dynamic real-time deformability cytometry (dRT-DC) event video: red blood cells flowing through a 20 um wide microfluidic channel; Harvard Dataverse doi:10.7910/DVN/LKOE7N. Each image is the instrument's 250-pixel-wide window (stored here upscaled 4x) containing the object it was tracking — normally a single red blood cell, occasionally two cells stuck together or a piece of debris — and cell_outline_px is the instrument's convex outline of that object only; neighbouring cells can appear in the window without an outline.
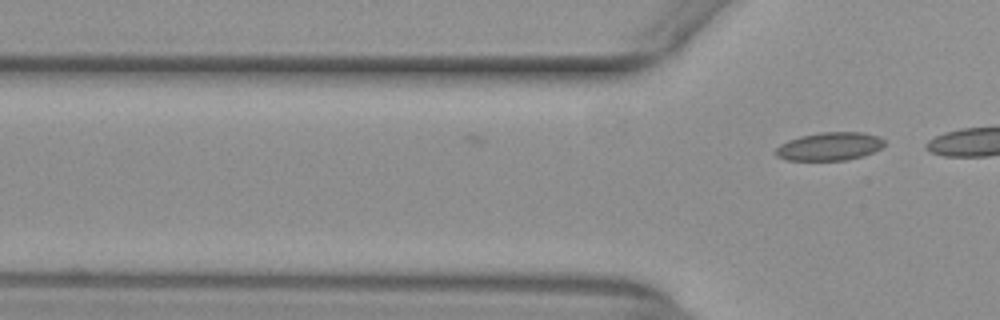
{"species": "common noctule bat (a hibernating species)", "species_latin": "Nyctalus noctula", "temperature_condition": "warm", "stored_images_in_passage": 14, "camera_frame_rate_fps": 3000, "um_per_image_px": 0.085, "animal": {"sex": "female", "body_mass_g": 29.2, "forearm_length_mm": 56.3}, "frame": {"image": 1, "passage_image": 14, "time_ms": 4.333, "image_size_px": [1000, 320], "cell_outline_px": [[884, 144], [880, 148], [864, 156], [848, 160], [788, 160], [776, 156], [772, 152], [780, 144], [788, 140], [800, 136], [820, 132], [864, 132], [880, 136], [884, 140]], "centroid_in_image_um": [70.5, 12.44], "position_along_channel_um": 55.3, "area_um2": 18.03}}